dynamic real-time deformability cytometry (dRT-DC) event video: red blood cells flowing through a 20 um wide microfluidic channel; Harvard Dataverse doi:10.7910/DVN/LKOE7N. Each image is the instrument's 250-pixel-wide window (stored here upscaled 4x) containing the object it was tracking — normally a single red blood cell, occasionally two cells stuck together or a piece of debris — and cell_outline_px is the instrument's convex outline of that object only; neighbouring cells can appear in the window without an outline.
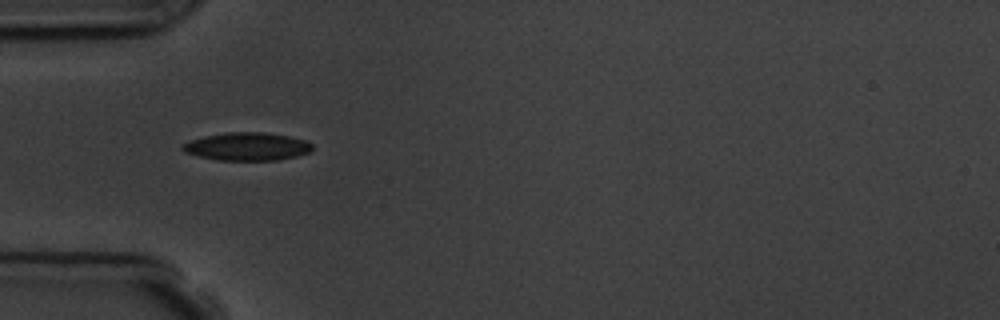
{"species": "common noctule bat (a hibernating species)", "species_latin": "Nyctalus noctula", "temperature_condition": "room temperature", "stored_images_in_passage": 4, "camera_frame_rate_fps": 3000, "um_per_image_px": 0.085, "animal": {"sex": "male", "body_mass_g": 19.5, "forearm_length_mm": 54.6}, "frame": {"image": 1, "passage_image": 2, "time_ms": 1.0, "image_size_px": [1000, 320], "cell_outline_px": [[312, 148], [308, 152], [296, 156], [276, 160], [216, 160], [184, 152], [180, 148], [184, 144], [192, 140], [204, 136], [228, 132], [264, 132], [288, 136], [304, 140], [312, 144]], "centroid_in_image_um": [20.99, 12.45], "position_along_channel_um": 64.0, "area_um2": 20.92}}